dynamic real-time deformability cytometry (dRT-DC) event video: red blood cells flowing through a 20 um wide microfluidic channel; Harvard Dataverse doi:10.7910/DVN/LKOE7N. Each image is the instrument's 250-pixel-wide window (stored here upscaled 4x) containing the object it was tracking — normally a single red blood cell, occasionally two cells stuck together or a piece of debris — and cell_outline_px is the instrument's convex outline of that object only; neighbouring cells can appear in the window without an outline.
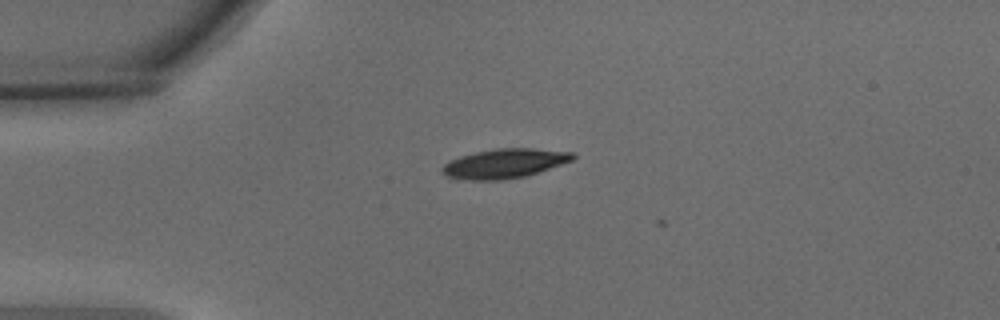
{"species": "common noctule bat (a hibernating species)", "species_latin": "Nyctalus noctula", "temperature_condition": "warm", "stored_images_in_passage": 3, "camera_frame_rate_fps": 3000, "um_per_image_px": 0.085, "animal": {"sex": "male", "body_mass_g": 15.6}, "frame": {"image": 1, "passage_image": 2, "time_ms": 0.333, "image_size_px": [1000, 320], "cell_outline_px": [[576, 156], [572, 160], [524, 176], [504, 180], [452, 180], [440, 168], [448, 160], [460, 156], [476, 152], [496, 148], [532, 148], [572, 152]], "centroid_in_image_um": [42.8, 13.9], "position_along_channel_um": 42.2, "area_um2": 22.31}}